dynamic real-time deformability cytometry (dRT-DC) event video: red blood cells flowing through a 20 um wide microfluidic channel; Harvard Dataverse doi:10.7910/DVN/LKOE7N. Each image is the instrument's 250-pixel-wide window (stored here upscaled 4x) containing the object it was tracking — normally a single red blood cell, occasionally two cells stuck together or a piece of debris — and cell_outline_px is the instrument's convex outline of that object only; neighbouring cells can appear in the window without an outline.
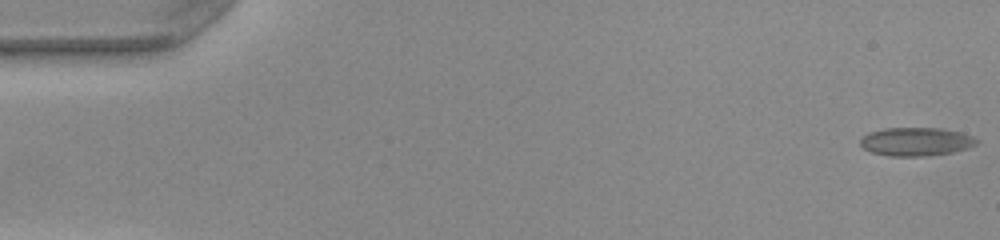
{"species": "common noctule bat (a hibernating species)", "species_latin": "Nyctalus noctula", "temperature_condition": "warm", "stored_images_in_passage": 51, "camera_frame_rate_fps": 3000, "um_per_image_px": 0.085, "animal": {"sex": "female", "body_mass_g": 22.0, "forearm_length_mm": 56.7}, "frame": {"image": 1, "passage_image": 1, "time_ms": 0.0, "image_size_px": [1000, 240], "cell_outline_px": [[980, 140], [976, 144], [968, 148], [952, 152], [924, 156], [888, 156], [872, 152], [864, 148], [860, 144], [860, 140], [868, 132], [884, 128], [940, 128], [960, 132], [972, 136]], "centroid_in_image_um": [77.87, 12.03], "position_along_channel_um": 7.1, "area_um2": 19.25}}
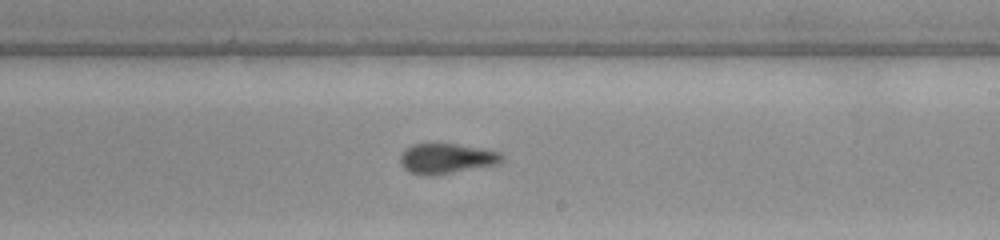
{"frame": {"image": 2, "passage_image": 30, "time_ms": 9.667, "image_size_px": [1000, 240], "cell_outline_px": [[504, 160], [500, 164], [436, 176], [420, 176], [408, 172], [400, 164], [400, 156], [404, 148], [412, 144], [456, 144], [480, 148], [500, 152], [504, 156]], "centroid_in_image_um": [37.94, 13.5], "position_along_channel_um": 251.1, "area_um2": 18.38}}
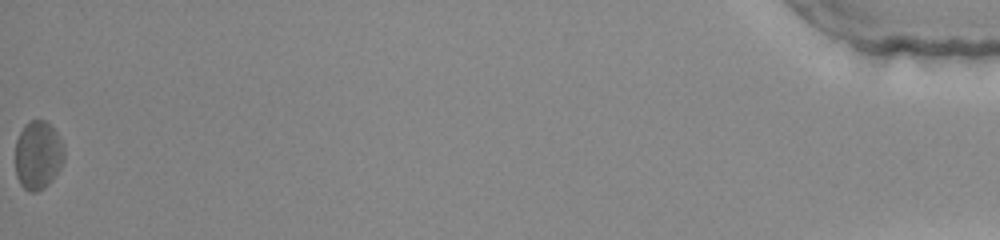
{"frame": {"image": 3, "passage_image": 51, "time_ms": 16.667, "image_size_px": [1000, 240], "cell_outline_px": [[64, 160], [60, 168], [52, 180], [44, 188], [36, 192], [28, 192], [20, 184], [16, 176], [16, 140], [24, 124], [32, 120], [44, 120], [56, 132], [64, 144]], "centroid_in_image_um": [3.23, 13.2], "position_along_channel_um": 432.0, "area_um2": 19.59}, "authors_computed_cell_mechanics": {"area_um2": 18.3226, "velocity_mm_per_s": 4.0503, "shape_relaxation_time_tau1_ms": null, "shape_relaxation_time_tau2_ms": 1.0445, "deformation_change_tau1": null, "deformation_change_tau2": 0.0667}}